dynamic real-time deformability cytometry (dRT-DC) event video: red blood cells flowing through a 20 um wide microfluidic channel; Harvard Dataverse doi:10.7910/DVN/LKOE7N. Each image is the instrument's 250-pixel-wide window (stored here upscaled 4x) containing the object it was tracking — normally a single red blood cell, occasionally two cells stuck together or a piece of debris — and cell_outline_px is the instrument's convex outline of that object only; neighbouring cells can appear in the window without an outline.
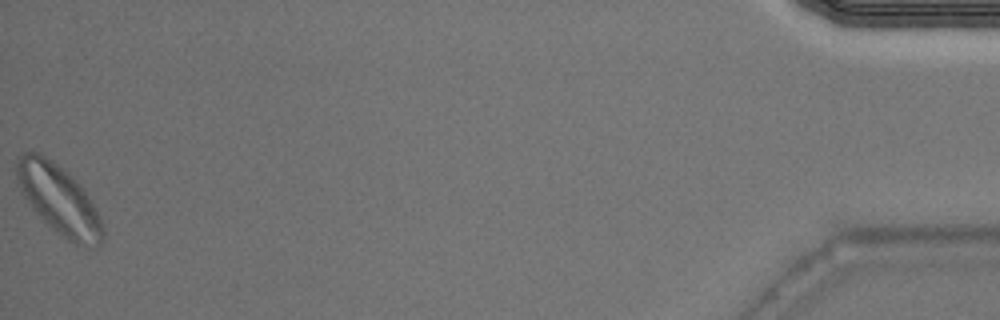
{"species": "Egyptian fruit bat (a non-hibernating species)", "species_latin": "Rousettus aegyptiacus", "temperature_condition": "warm", "stored_images_in_passage": 45, "segment_of_instrument_passage": [2, 2], "camera_frame_rate_fps": 3000, "um_per_image_px": 0.085, "animal": {"sex": "male"}, "frame": {"image": 1, "passage_image": 45, "time_ms": 14.667, "image_size_px": [1000, 320], "cell_outline_px": [[104, 236], [100, 244], [96, 248], [84, 248], [68, 240], [56, 232], [32, 208], [20, 192], [16, 180], [16, 164], [20, 156], [24, 152], [40, 152], [68, 172], [80, 184], [96, 208], [100, 216], [104, 228]], "centroid_in_image_um": [5.03, 16.99], "position_along_channel_um": 430.2, "area_um2": 35.03}}